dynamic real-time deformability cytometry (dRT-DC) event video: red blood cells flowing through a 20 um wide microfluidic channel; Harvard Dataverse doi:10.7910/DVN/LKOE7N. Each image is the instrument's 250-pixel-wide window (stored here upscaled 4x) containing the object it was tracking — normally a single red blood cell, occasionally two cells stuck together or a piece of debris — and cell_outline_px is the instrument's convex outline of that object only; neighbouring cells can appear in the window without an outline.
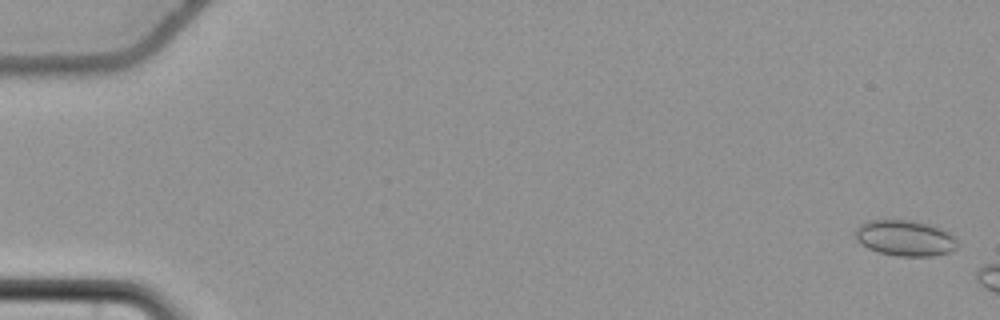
{"species": "common noctule bat (a hibernating species)", "species_latin": "Nyctalus noctula", "temperature_condition": "cold", "stored_images_in_passage": 10, "camera_frame_rate_fps": 3000, "um_per_image_px": 0.085, "animal": {"sex": "female", "body_mass_g": 22.7, "forearm_length_mm": 54.2}, "frame": {"image": 1, "passage_image": 2, "time_ms": 0.333, "image_size_px": [1000, 320], "cell_outline_px": [[956, 248], [948, 252], [932, 256], [896, 256], [876, 252], [868, 248], [856, 240], [856, 228], [860, 224], [868, 220], [912, 220], [928, 224], [940, 228], [948, 232], [956, 240]], "centroid_in_image_um": [76.89, 20.24], "position_along_channel_um": 8.1, "area_um2": 21.21}}